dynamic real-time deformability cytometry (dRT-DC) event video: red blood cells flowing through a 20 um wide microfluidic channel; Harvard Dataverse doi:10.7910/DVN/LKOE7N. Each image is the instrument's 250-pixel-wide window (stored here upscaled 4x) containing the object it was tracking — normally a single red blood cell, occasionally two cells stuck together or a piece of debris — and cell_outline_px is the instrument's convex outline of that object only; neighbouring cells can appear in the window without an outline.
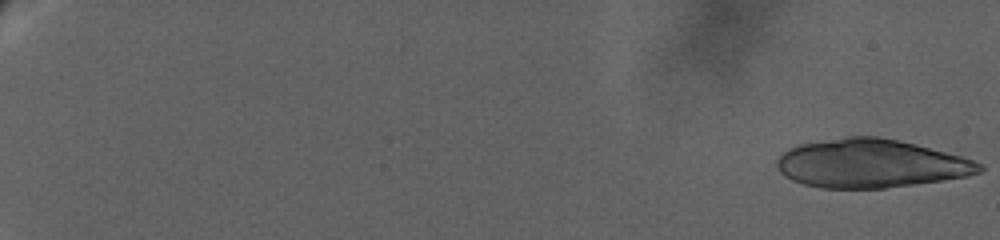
{"species": "human", "species_latin": "Homo sapiens", "temperature_condition": "warm", "stored_images_in_passage": 77, "camera_frame_rate_fps": 3000, "um_per_image_px": 0.085, "donor": {"sex": "female"}, "frame": {"image": 1, "passage_image": 1, "time_ms": 0.0, "image_size_px": [1000, 240], "cell_outline_px": [[984, 168], [980, 172], [968, 176], [884, 188], [820, 188], [804, 184], [792, 180], [780, 172], [776, 164], [776, 160], [788, 148], [800, 144], [848, 136], [876, 136], [896, 140], [960, 156], [984, 164]], "centroid_in_image_um": [73.98, 13.9], "position_along_channel_um": 11.0, "area_um2": 56.59}}
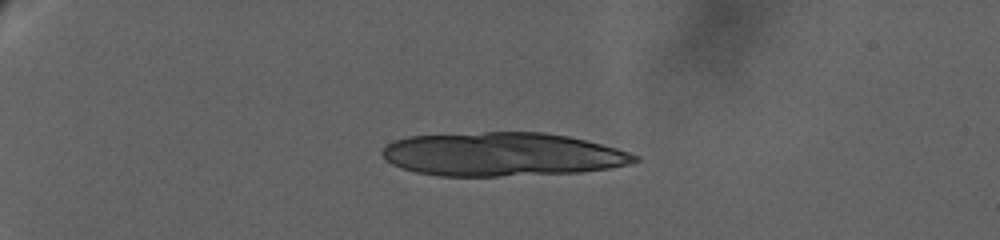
{"frame": {"image": 2, "passage_image": 46, "time_ms": 7.333, "image_size_px": [1000, 240], "cell_outline_px": [[640, 160], [628, 164], [608, 168], [580, 172], [500, 176], [440, 176], [416, 172], [400, 168], [392, 164], [380, 152], [392, 140], [408, 136], [484, 132], [544, 132], [568, 136], [616, 148], [640, 156]], "centroid_in_image_um": [42.66, 13.12], "position_along_channel_um": 42.3, "area_um2": 64.16}}